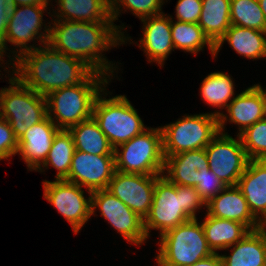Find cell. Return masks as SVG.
<instances>
[{"label": "cell", "instance_id": "obj_32", "mask_svg": "<svg viewBox=\"0 0 266 266\" xmlns=\"http://www.w3.org/2000/svg\"><path fill=\"white\" fill-rule=\"evenodd\" d=\"M165 1L167 2V0H114L110 4L111 19L116 22L121 13L124 14L127 10L140 20L163 14L162 6Z\"/></svg>", "mask_w": 266, "mask_h": 266}, {"label": "cell", "instance_id": "obj_43", "mask_svg": "<svg viewBox=\"0 0 266 266\" xmlns=\"http://www.w3.org/2000/svg\"><path fill=\"white\" fill-rule=\"evenodd\" d=\"M260 229H262L266 233V218L262 221Z\"/></svg>", "mask_w": 266, "mask_h": 266}, {"label": "cell", "instance_id": "obj_1", "mask_svg": "<svg viewBox=\"0 0 266 266\" xmlns=\"http://www.w3.org/2000/svg\"><path fill=\"white\" fill-rule=\"evenodd\" d=\"M51 21L47 44L52 49L82 60L93 71L111 79L119 68L103 53L128 42L134 44L131 36L125 34L124 23L116 25L114 22Z\"/></svg>", "mask_w": 266, "mask_h": 266}, {"label": "cell", "instance_id": "obj_41", "mask_svg": "<svg viewBox=\"0 0 266 266\" xmlns=\"http://www.w3.org/2000/svg\"><path fill=\"white\" fill-rule=\"evenodd\" d=\"M262 86L263 118L266 120V87Z\"/></svg>", "mask_w": 266, "mask_h": 266}, {"label": "cell", "instance_id": "obj_38", "mask_svg": "<svg viewBox=\"0 0 266 266\" xmlns=\"http://www.w3.org/2000/svg\"><path fill=\"white\" fill-rule=\"evenodd\" d=\"M11 9L10 0H0V42L5 37Z\"/></svg>", "mask_w": 266, "mask_h": 266}, {"label": "cell", "instance_id": "obj_19", "mask_svg": "<svg viewBox=\"0 0 266 266\" xmlns=\"http://www.w3.org/2000/svg\"><path fill=\"white\" fill-rule=\"evenodd\" d=\"M210 216L234 220L250 231L260 229L261 223L253 216L244 195L237 186H227L206 204Z\"/></svg>", "mask_w": 266, "mask_h": 266}, {"label": "cell", "instance_id": "obj_20", "mask_svg": "<svg viewBox=\"0 0 266 266\" xmlns=\"http://www.w3.org/2000/svg\"><path fill=\"white\" fill-rule=\"evenodd\" d=\"M236 186L253 216L262 223L266 218V160H249Z\"/></svg>", "mask_w": 266, "mask_h": 266}, {"label": "cell", "instance_id": "obj_29", "mask_svg": "<svg viewBox=\"0 0 266 266\" xmlns=\"http://www.w3.org/2000/svg\"><path fill=\"white\" fill-rule=\"evenodd\" d=\"M74 151L75 145L72 134L69 130L60 129L54 136L44 163L36 171L42 173L51 166L57 170L55 180H65L70 171Z\"/></svg>", "mask_w": 266, "mask_h": 266}, {"label": "cell", "instance_id": "obj_27", "mask_svg": "<svg viewBox=\"0 0 266 266\" xmlns=\"http://www.w3.org/2000/svg\"><path fill=\"white\" fill-rule=\"evenodd\" d=\"M68 130L73 136L75 150L94 155H114V148L93 117Z\"/></svg>", "mask_w": 266, "mask_h": 266}, {"label": "cell", "instance_id": "obj_28", "mask_svg": "<svg viewBox=\"0 0 266 266\" xmlns=\"http://www.w3.org/2000/svg\"><path fill=\"white\" fill-rule=\"evenodd\" d=\"M230 1L202 0V11L198 24L214 45L231 26Z\"/></svg>", "mask_w": 266, "mask_h": 266}, {"label": "cell", "instance_id": "obj_25", "mask_svg": "<svg viewBox=\"0 0 266 266\" xmlns=\"http://www.w3.org/2000/svg\"><path fill=\"white\" fill-rule=\"evenodd\" d=\"M208 246L214 253L239 242L250 230L242 223L220 219L205 213L201 222Z\"/></svg>", "mask_w": 266, "mask_h": 266}, {"label": "cell", "instance_id": "obj_37", "mask_svg": "<svg viewBox=\"0 0 266 266\" xmlns=\"http://www.w3.org/2000/svg\"><path fill=\"white\" fill-rule=\"evenodd\" d=\"M202 11V0H178L175 19L180 22L198 23Z\"/></svg>", "mask_w": 266, "mask_h": 266}, {"label": "cell", "instance_id": "obj_13", "mask_svg": "<svg viewBox=\"0 0 266 266\" xmlns=\"http://www.w3.org/2000/svg\"><path fill=\"white\" fill-rule=\"evenodd\" d=\"M236 136L219 132L205 148L209 169L227 186L237 185L250 160Z\"/></svg>", "mask_w": 266, "mask_h": 266}, {"label": "cell", "instance_id": "obj_3", "mask_svg": "<svg viewBox=\"0 0 266 266\" xmlns=\"http://www.w3.org/2000/svg\"><path fill=\"white\" fill-rule=\"evenodd\" d=\"M111 80L107 75L93 71L78 85L50 92L46 96L47 116L59 129L65 130L90 119L97 96Z\"/></svg>", "mask_w": 266, "mask_h": 266}, {"label": "cell", "instance_id": "obj_14", "mask_svg": "<svg viewBox=\"0 0 266 266\" xmlns=\"http://www.w3.org/2000/svg\"><path fill=\"white\" fill-rule=\"evenodd\" d=\"M115 171L114 155H94L75 150L65 181L85 187L91 195L93 191L107 189Z\"/></svg>", "mask_w": 266, "mask_h": 266}, {"label": "cell", "instance_id": "obj_17", "mask_svg": "<svg viewBox=\"0 0 266 266\" xmlns=\"http://www.w3.org/2000/svg\"><path fill=\"white\" fill-rule=\"evenodd\" d=\"M224 112L218 117L219 132H225L226 123L238 126V134L263 118L262 85L254 84L239 94L228 104ZM228 121V122H227Z\"/></svg>", "mask_w": 266, "mask_h": 266}, {"label": "cell", "instance_id": "obj_30", "mask_svg": "<svg viewBox=\"0 0 266 266\" xmlns=\"http://www.w3.org/2000/svg\"><path fill=\"white\" fill-rule=\"evenodd\" d=\"M171 18V35L174 44V49H179L185 53H192L196 55L200 51H204L207 47L214 58V44L204 34L202 28L198 23H186L175 21L174 17Z\"/></svg>", "mask_w": 266, "mask_h": 266}, {"label": "cell", "instance_id": "obj_39", "mask_svg": "<svg viewBox=\"0 0 266 266\" xmlns=\"http://www.w3.org/2000/svg\"><path fill=\"white\" fill-rule=\"evenodd\" d=\"M188 266H223V261L221 255L218 252Z\"/></svg>", "mask_w": 266, "mask_h": 266}, {"label": "cell", "instance_id": "obj_42", "mask_svg": "<svg viewBox=\"0 0 266 266\" xmlns=\"http://www.w3.org/2000/svg\"><path fill=\"white\" fill-rule=\"evenodd\" d=\"M258 2L263 12L264 18L266 20V0H258Z\"/></svg>", "mask_w": 266, "mask_h": 266}, {"label": "cell", "instance_id": "obj_16", "mask_svg": "<svg viewBox=\"0 0 266 266\" xmlns=\"http://www.w3.org/2000/svg\"><path fill=\"white\" fill-rule=\"evenodd\" d=\"M142 35L137 46L143 50L149 63L163 67L165 60L174 51L171 35V18L166 13L140 20Z\"/></svg>", "mask_w": 266, "mask_h": 266}, {"label": "cell", "instance_id": "obj_11", "mask_svg": "<svg viewBox=\"0 0 266 266\" xmlns=\"http://www.w3.org/2000/svg\"><path fill=\"white\" fill-rule=\"evenodd\" d=\"M192 218L182 209L181 195L176 191V184L165 176L156 178L153 201L149 214L144 219L147 238L151 230H158L159 236Z\"/></svg>", "mask_w": 266, "mask_h": 266}, {"label": "cell", "instance_id": "obj_7", "mask_svg": "<svg viewBox=\"0 0 266 266\" xmlns=\"http://www.w3.org/2000/svg\"><path fill=\"white\" fill-rule=\"evenodd\" d=\"M8 73V87L0 89V117L7 120L17 139L28 128L47 117L46 97L24 86L14 75ZM10 76V77H9Z\"/></svg>", "mask_w": 266, "mask_h": 266}, {"label": "cell", "instance_id": "obj_6", "mask_svg": "<svg viewBox=\"0 0 266 266\" xmlns=\"http://www.w3.org/2000/svg\"><path fill=\"white\" fill-rule=\"evenodd\" d=\"M159 238L155 255L158 266H188L214 254L198 218L166 231Z\"/></svg>", "mask_w": 266, "mask_h": 266}, {"label": "cell", "instance_id": "obj_40", "mask_svg": "<svg viewBox=\"0 0 266 266\" xmlns=\"http://www.w3.org/2000/svg\"><path fill=\"white\" fill-rule=\"evenodd\" d=\"M51 1L53 2V0H10L12 7L32 4L50 5Z\"/></svg>", "mask_w": 266, "mask_h": 266}, {"label": "cell", "instance_id": "obj_44", "mask_svg": "<svg viewBox=\"0 0 266 266\" xmlns=\"http://www.w3.org/2000/svg\"><path fill=\"white\" fill-rule=\"evenodd\" d=\"M109 4H111L114 0H107Z\"/></svg>", "mask_w": 266, "mask_h": 266}, {"label": "cell", "instance_id": "obj_18", "mask_svg": "<svg viewBox=\"0 0 266 266\" xmlns=\"http://www.w3.org/2000/svg\"><path fill=\"white\" fill-rule=\"evenodd\" d=\"M60 129L47 116L43 121L28 128L18 139L17 155L21 156L29 171H35L44 163L54 136Z\"/></svg>", "mask_w": 266, "mask_h": 266}, {"label": "cell", "instance_id": "obj_9", "mask_svg": "<svg viewBox=\"0 0 266 266\" xmlns=\"http://www.w3.org/2000/svg\"><path fill=\"white\" fill-rule=\"evenodd\" d=\"M181 117L175 122L160 126L164 157L206 148L219 133L218 117L213 114H185Z\"/></svg>", "mask_w": 266, "mask_h": 266}, {"label": "cell", "instance_id": "obj_8", "mask_svg": "<svg viewBox=\"0 0 266 266\" xmlns=\"http://www.w3.org/2000/svg\"><path fill=\"white\" fill-rule=\"evenodd\" d=\"M114 156L116 171L162 175L165 158L161 127L151 128L149 126L143 133L117 146L114 149Z\"/></svg>", "mask_w": 266, "mask_h": 266}, {"label": "cell", "instance_id": "obj_36", "mask_svg": "<svg viewBox=\"0 0 266 266\" xmlns=\"http://www.w3.org/2000/svg\"><path fill=\"white\" fill-rule=\"evenodd\" d=\"M18 152V139L7 120L0 117V161L8 160Z\"/></svg>", "mask_w": 266, "mask_h": 266}, {"label": "cell", "instance_id": "obj_26", "mask_svg": "<svg viewBox=\"0 0 266 266\" xmlns=\"http://www.w3.org/2000/svg\"><path fill=\"white\" fill-rule=\"evenodd\" d=\"M200 86L201 99L211 107L220 109L209 112L219 117L228 104L235 98V84L232 76L223 71L208 74Z\"/></svg>", "mask_w": 266, "mask_h": 266}, {"label": "cell", "instance_id": "obj_12", "mask_svg": "<svg viewBox=\"0 0 266 266\" xmlns=\"http://www.w3.org/2000/svg\"><path fill=\"white\" fill-rule=\"evenodd\" d=\"M43 197L65 220L74 234H78L91 216V195L85 197L83 187L65 180H44Z\"/></svg>", "mask_w": 266, "mask_h": 266}, {"label": "cell", "instance_id": "obj_34", "mask_svg": "<svg viewBox=\"0 0 266 266\" xmlns=\"http://www.w3.org/2000/svg\"><path fill=\"white\" fill-rule=\"evenodd\" d=\"M226 187L227 185L209 168L197 170V186L195 188L206 204Z\"/></svg>", "mask_w": 266, "mask_h": 266}, {"label": "cell", "instance_id": "obj_21", "mask_svg": "<svg viewBox=\"0 0 266 266\" xmlns=\"http://www.w3.org/2000/svg\"><path fill=\"white\" fill-rule=\"evenodd\" d=\"M164 158L162 175L176 185L197 186V170L209 168L205 148L184 151Z\"/></svg>", "mask_w": 266, "mask_h": 266}, {"label": "cell", "instance_id": "obj_33", "mask_svg": "<svg viewBox=\"0 0 266 266\" xmlns=\"http://www.w3.org/2000/svg\"><path fill=\"white\" fill-rule=\"evenodd\" d=\"M250 160H266V120L255 122L239 134Z\"/></svg>", "mask_w": 266, "mask_h": 266}, {"label": "cell", "instance_id": "obj_24", "mask_svg": "<svg viewBox=\"0 0 266 266\" xmlns=\"http://www.w3.org/2000/svg\"><path fill=\"white\" fill-rule=\"evenodd\" d=\"M55 3L57 9L51 13L54 20L113 22L107 0H55Z\"/></svg>", "mask_w": 266, "mask_h": 266}, {"label": "cell", "instance_id": "obj_4", "mask_svg": "<svg viewBox=\"0 0 266 266\" xmlns=\"http://www.w3.org/2000/svg\"><path fill=\"white\" fill-rule=\"evenodd\" d=\"M48 6H52V3L51 5L32 4L12 7L5 37L0 42V65L5 63L8 66L4 67L3 65V67L0 66L1 68L9 67V64L15 61L22 53L47 44L50 22L47 23L48 25L45 24L46 22L43 20V16L46 11H49L47 14L51 17V9L49 10L48 8L50 7ZM36 40H39L38 42L41 45L36 44ZM32 41L35 45L30 44ZM8 42L14 48H8ZM7 51L10 52L8 53ZM10 53L12 57L9 55ZM5 55L9 58L8 64L3 59L6 57ZM0 72L2 71L0 70ZM1 75L3 73H0Z\"/></svg>", "mask_w": 266, "mask_h": 266}, {"label": "cell", "instance_id": "obj_23", "mask_svg": "<svg viewBox=\"0 0 266 266\" xmlns=\"http://www.w3.org/2000/svg\"><path fill=\"white\" fill-rule=\"evenodd\" d=\"M220 254L223 266H266V233L262 229L252 230L239 242Z\"/></svg>", "mask_w": 266, "mask_h": 266}, {"label": "cell", "instance_id": "obj_15", "mask_svg": "<svg viewBox=\"0 0 266 266\" xmlns=\"http://www.w3.org/2000/svg\"><path fill=\"white\" fill-rule=\"evenodd\" d=\"M158 176L115 171L107 190L142 219H145L152 205Z\"/></svg>", "mask_w": 266, "mask_h": 266}, {"label": "cell", "instance_id": "obj_10", "mask_svg": "<svg viewBox=\"0 0 266 266\" xmlns=\"http://www.w3.org/2000/svg\"><path fill=\"white\" fill-rule=\"evenodd\" d=\"M99 210L100 215L130 245L142 246L148 239L144 219L133 212L107 189L91 193V216Z\"/></svg>", "mask_w": 266, "mask_h": 266}, {"label": "cell", "instance_id": "obj_31", "mask_svg": "<svg viewBox=\"0 0 266 266\" xmlns=\"http://www.w3.org/2000/svg\"><path fill=\"white\" fill-rule=\"evenodd\" d=\"M231 25L266 32V20L258 0H231Z\"/></svg>", "mask_w": 266, "mask_h": 266}, {"label": "cell", "instance_id": "obj_22", "mask_svg": "<svg viewBox=\"0 0 266 266\" xmlns=\"http://www.w3.org/2000/svg\"><path fill=\"white\" fill-rule=\"evenodd\" d=\"M225 42H228L230 47L244 58L253 61L266 59V32L264 31L231 25L215 44L214 59Z\"/></svg>", "mask_w": 266, "mask_h": 266}, {"label": "cell", "instance_id": "obj_2", "mask_svg": "<svg viewBox=\"0 0 266 266\" xmlns=\"http://www.w3.org/2000/svg\"><path fill=\"white\" fill-rule=\"evenodd\" d=\"M10 65L7 67L10 74L45 97L54 90L82 83L93 72L82 60L48 44L22 53Z\"/></svg>", "mask_w": 266, "mask_h": 266}, {"label": "cell", "instance_id": "obj_35", "mask_svg": "<svg viewBox=\"0 0 266 266\" xmlns=\"http://www.w3.org/2000/svg\"><path fill=\"white\" fill-rule=\"evenodd\" d=\"M176 191L181 195L182 209L192 218L197 219L196 212L206 209V203L195 187L176 185Z\"/></svg>", "mask_w": 266, "mask_h": 266}, {"label": "cell", "instance_id": "obj_5", "mask_svg": "<svg viewBox=\"0 0 266 266\" xmlns=\"http://www.w3.org/2000/svg\"><path fill=\"white\" fill-rule=\"evenodd\" d=\"M106 89L105 87L97 96L92 117L115 149L143 133L149 127L144 125L143 120L127 99V96L116 95L107 98V95L112 93Z\"/></svg>", "mask_w": 266, "mask_h": 266}]
</instances>
